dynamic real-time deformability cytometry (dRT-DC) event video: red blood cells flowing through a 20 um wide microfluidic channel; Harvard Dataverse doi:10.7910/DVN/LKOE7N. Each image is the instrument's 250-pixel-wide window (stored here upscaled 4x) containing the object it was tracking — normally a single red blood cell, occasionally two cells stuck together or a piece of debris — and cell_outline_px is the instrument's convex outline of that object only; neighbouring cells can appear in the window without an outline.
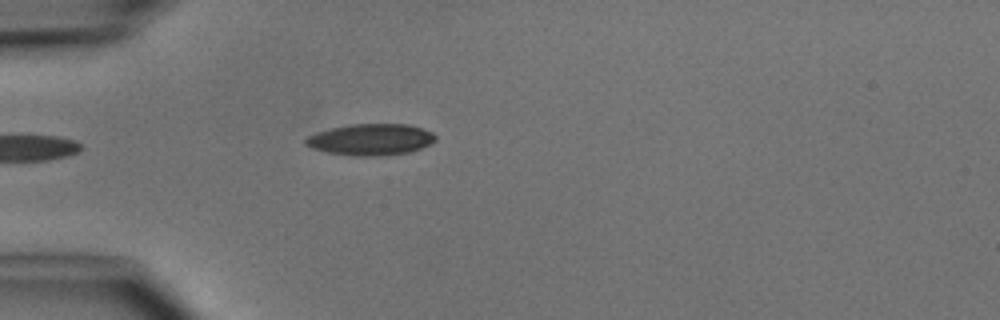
{"species": "common noctule bat (a hibernating species)", "species_latin": "Nyctalus noctula", "temperature_condition": "cold", "stored_images_in_passage": 3, "camera_frame_rate_fps": 3000, "um_per_image_px": 0.085, "animal": {"sex": "male", "body_mass_g": 15.6}, "frame": {"image": 1, "passage_image": 3, "time_ms": 2.333, "image_size_px": [1000, 320], "cell_outline_px": [[436, 140], [420, 148], [408, 152], [380, 156], [352, 156], [328, 152], [312, 148], [304, 144], [304, 140], [308, 136], [316, 132], [332, 128], [352, 124], [408, 124], [424, 128], [432, 132], [436, 136]], "centroid_in_image_um": [31.51, 11.86], "position_along_channel_um": 53.5, "area_um2": 23.76}}